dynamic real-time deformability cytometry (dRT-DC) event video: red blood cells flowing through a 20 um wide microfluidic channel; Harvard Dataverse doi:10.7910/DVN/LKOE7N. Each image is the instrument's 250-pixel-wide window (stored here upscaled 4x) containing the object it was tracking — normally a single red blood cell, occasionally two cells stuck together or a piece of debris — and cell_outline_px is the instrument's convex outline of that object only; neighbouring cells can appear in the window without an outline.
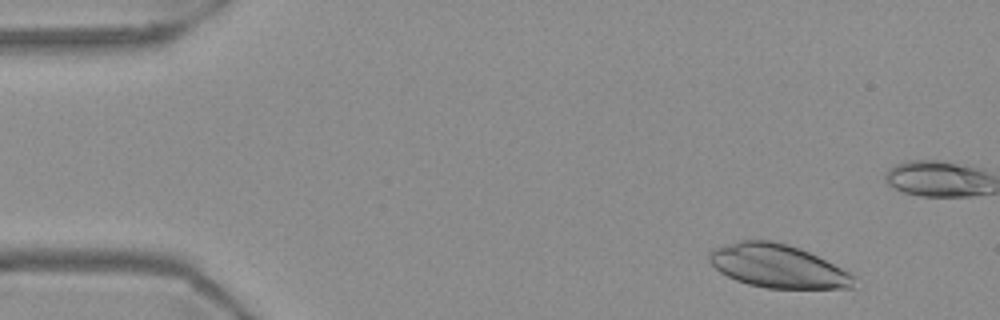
{"species": "Egyptian fruit bat (a non-hibernating species)", "species_latin": "Rousettus aegyptiacus", "temperature_condition": "warm", "stored_images_in_passage": 44, "camera_frame_rate_fps": 3000, "um_per_image_px": 0.085, "frame": {"image": 1, "passage_image": 4, "time_ms": 1.0, "image_size_px": [1000, 320], "cell_outline_px": [[856, 288], [764, 288], [748, 284], [736, 280], [720, 272], [708, 260], [708, 252], [716, 248], [736, 240], [768, 240], [788, 244], [800, 248], [852, 272], [856, 276]], "centroid_in_image_um": [66.15, 22.62], "position_along_channel_um": 18.8, "area_um2": 36.82}}